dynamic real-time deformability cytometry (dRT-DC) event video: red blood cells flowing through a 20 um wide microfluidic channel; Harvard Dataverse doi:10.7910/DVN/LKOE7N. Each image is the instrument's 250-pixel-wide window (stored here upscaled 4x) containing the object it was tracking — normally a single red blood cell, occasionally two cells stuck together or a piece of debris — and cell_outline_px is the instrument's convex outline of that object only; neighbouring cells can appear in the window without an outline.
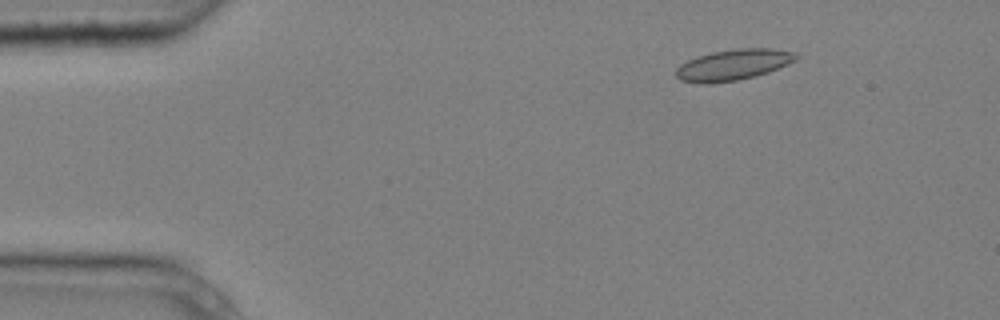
{"species": "common noctule bat (a hibernating species)", "species_latin": "Nyctalus noctula", "temperature_condition": "cold", "stored_images_in_passage": 6, "segment_of_instrument_passage": [1, 2], "camera_frame_rate_fps": 3000, "um_per_image_px": 0.085, "animal": {"sex": "male", "body_mass_g": 20.4}, "frame": {"image": 1, "passage_image": 3, "time_ms": 0.667, "image_size_px": [1000, 320], "cell_outline_px": [[800, 56], [796, 60], [788, 64], [768, 72], [756, 76], [736, 80], [712, 84], [704, 84], [680, 80], [676, 76], [676, 68], [680, 64], [696, 56], [712, 52], [740, 48], [772, 48], [796, 52]], "centroid_in_image_um": [62.34, 5.5], "position_along_channel_um": 22.7, "area_um2": 21.79}}
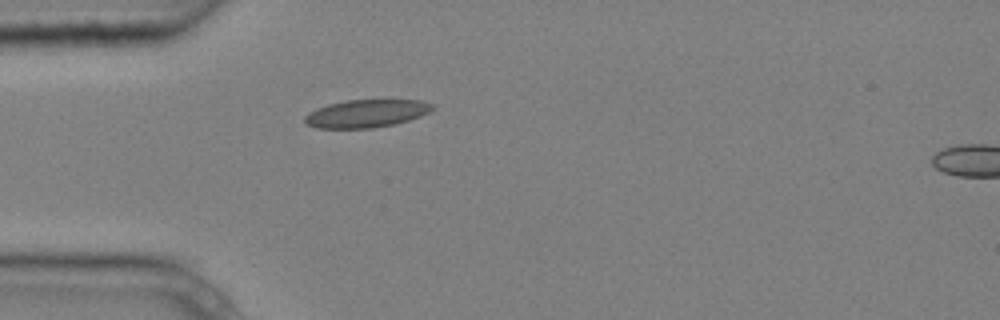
{"frame": {"image": 2, "passage_image": 5, "time_ms": 1.333, "image_size_px": [1000, 320], "cell_outline_px": [[436, 108], [420, 116], [408, 120], [392, 124], [372, 128], [316, 128], [304, 124], [304, 116], [308, 112], [316, 108], [328, 104], [344, 100], [420, 100], [436, 104]], "centroid_in_image_um": [31.11, 9.64], "position_along_channel_um": 53.9, "area_um2": 20.87}}